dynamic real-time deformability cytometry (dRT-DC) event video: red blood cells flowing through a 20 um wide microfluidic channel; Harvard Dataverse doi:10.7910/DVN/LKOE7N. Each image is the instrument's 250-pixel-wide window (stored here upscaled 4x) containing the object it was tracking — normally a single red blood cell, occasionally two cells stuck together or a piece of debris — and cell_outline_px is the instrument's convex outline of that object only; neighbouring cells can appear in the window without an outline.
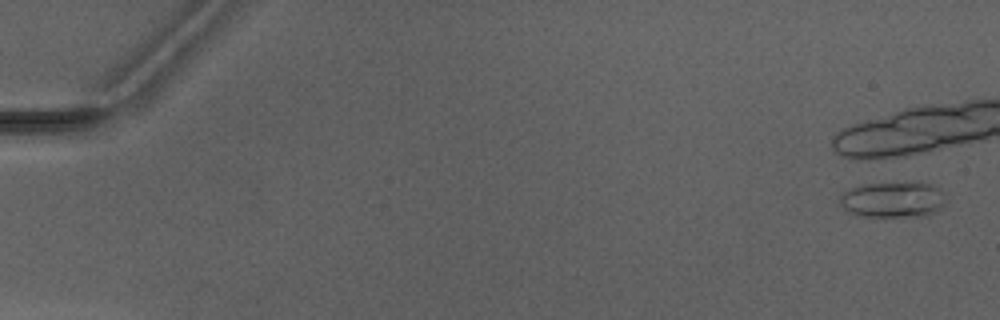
{"species": "Egyptian fruit bat (a non-hibernating species)", "species_latin": "Rousettus aegyptiacus", "temperature_condition": "warm", "stored_images_in_passage": 5, "camera_frame_rate_fps": 3000, "um_per_image_px": 0.085, "animal": {"sex": "male"}, "frame": {"image": 1, "passage_image": 1, "time_ms": 0.0, "image_size_px": [1000, 320], "cell_outline_px": [[948, 192], [944, 204], [940, 208], [928, 216], [860, 216], [848, 212], [840, 204], [840, 196], [848, 188], [864, 184], [916, 180], [932, 184]], "centroid_in_image_um": [75.97, 16.92], "position_along_channel_um": 9.0, "area_um2": 23.0}}